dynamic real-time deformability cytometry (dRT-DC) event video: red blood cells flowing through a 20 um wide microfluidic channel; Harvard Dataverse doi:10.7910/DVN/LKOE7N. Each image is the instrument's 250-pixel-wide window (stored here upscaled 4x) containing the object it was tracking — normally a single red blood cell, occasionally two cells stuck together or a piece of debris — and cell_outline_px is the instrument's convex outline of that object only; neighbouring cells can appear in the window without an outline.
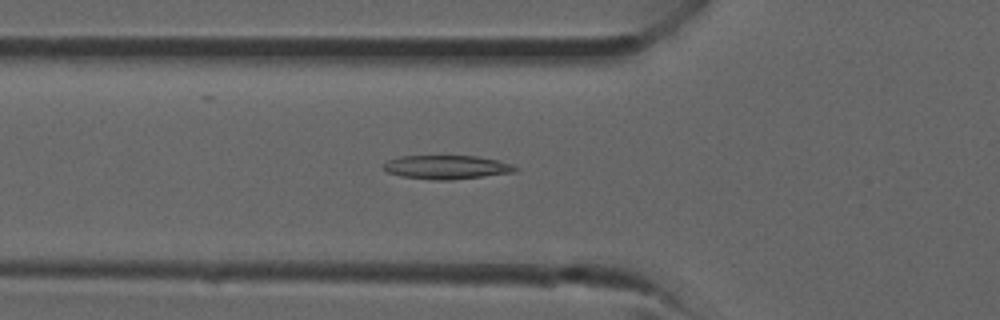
{"species": "common noctule bat (a hibernating species)", "species_latin": "Nyctalus noctula", "temperature_condition": "room temperature", "stored_images_in_passage": 37, "camera_frame_rate_fps": 3000, "um_per_image_px": 0.085, "animal": {"sex": "male", "forearm_length_mm": 52.5}, "frame": {"image": 1, "passage_image": 13, "time_ms": 4.0, "image_size_px": [1000, 320], "cell_outline_px": [[520, 168], [516, 172], [452, 180], [432, 180], [400, 176], [388, 172], [380, 168], [380, 164], [388, 160], [400, 156], [476, 156], [496, 160], [512, 164]], "centroid_in_image_um": [37.92, 14.21], "position_along_channel_um": 87.9, "area_um2": 18.5}}
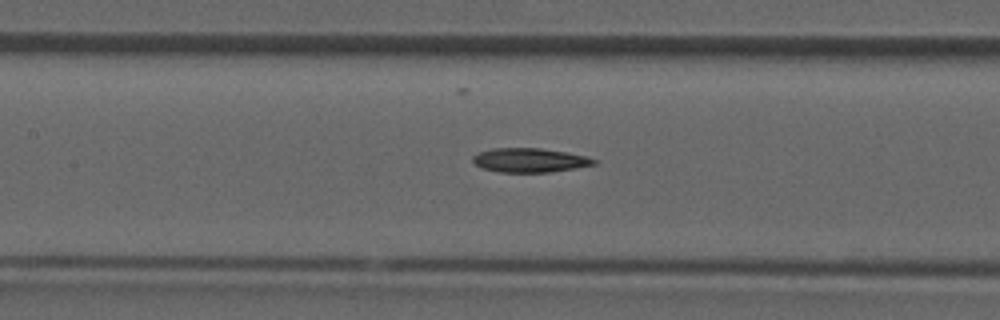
{"frame": {"image": 2, "passage_image": 17, "time_ms": 5.333, "image_size_px": [1000, 320], "cell_outline_px": [[596, 164], [576, 168], [552, 172], [500, 172], [480, 168], [472, 160], [472, 156], [480, 152], [492, 148], [540, 148], [568, 152], [584, 156], [596, 160]], "centroid_in_image_um": [45.01, 13.62], "position_along_channel_um": 162.4, "area_um2": 17.05}}
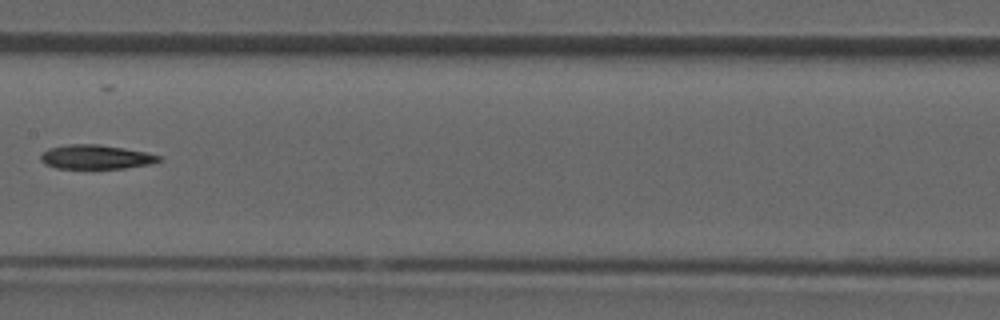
{"frame": {"image": 3, "passage_image": 19, "time_ms": 6.0, "image_size_px": [1000, 320], "cell_outline_px": [[164, 160], [152, 164], [124, 168], [56, 168], [44, 164], [40, 160], [40, 152], [48, 148], [68, 144], [100, 144], [124, 148], [144, 152], [160, 156]], "centroid_in_image_um": [8.12, 13.34], "position_along_channel_um": 199.3, "area_um2": 16.82}}